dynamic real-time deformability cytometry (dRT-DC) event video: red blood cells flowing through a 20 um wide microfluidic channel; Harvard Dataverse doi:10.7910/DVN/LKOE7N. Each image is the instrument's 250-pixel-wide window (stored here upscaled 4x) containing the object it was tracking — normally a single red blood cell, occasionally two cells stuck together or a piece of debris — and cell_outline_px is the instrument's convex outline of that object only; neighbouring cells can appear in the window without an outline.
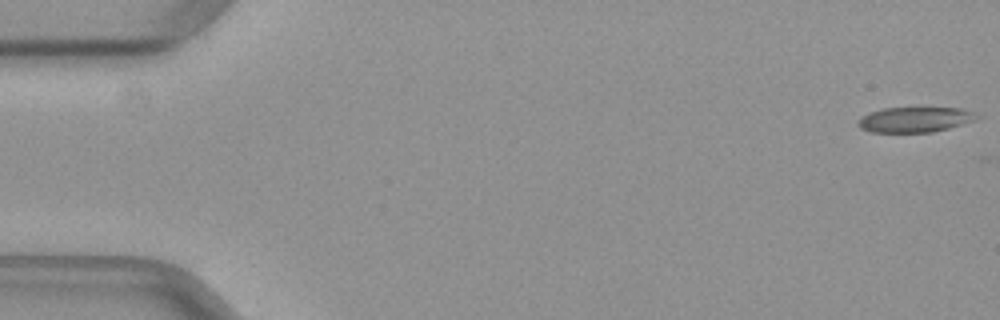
{"species": "common noctule bat (a hibernating species)", "species_latin": "Nyctalus noctula", "temperature_condition": "warm", "stored_images_in_passage": 50, "camera_frame_rate_fps": 3000, "um_per_image_px": 0.085, "animal": {"sex": "female", "body_mass_g": 29.2, "forearm_length_mm": 56.3}, "frame": {"image": 1, "passage_image": 1, "time_ms": 0.0, "image_size_px": [1000, 320], "cell_outline_px": [[980, 116], [972, 120], [948, 128], [932, 132], [868, 132], [860, 128], [856, 124], [856, 120], [860, 116], [868, 112], [884, 108], [920, 104], [960, 108], [972, 112]], "centroid_in_image_um": [77.68, 10.1], "position_along_channel_um": 7.3, "area_um2": 18.5}}
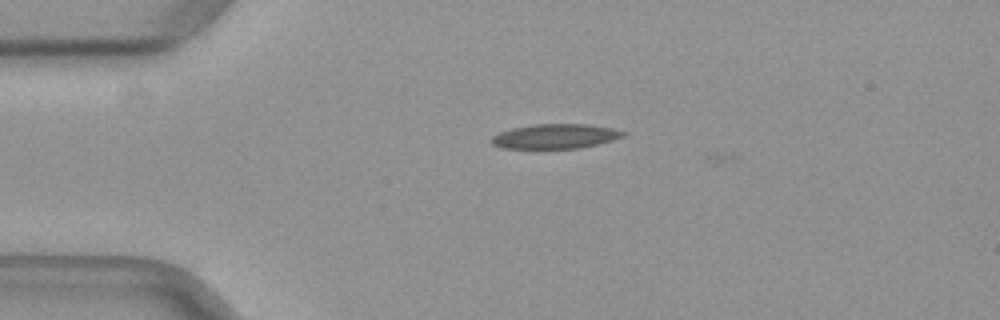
{"frame": {"image": 2, "passage_image": 12, "time_ms": 3.667, "image_size_px": [1000, 320], "cell_outline_px": [[628, 132], [624, 136], [612, 140], [580, 148], [500, 148], [492, 144], [492, 136], [500, 132], [512, 128], [536, 124], [588, 124], [612, 128]], "centroid_in_image_um": [47.21, 11.58], "position_along_channel_um": 37.8, "area_um2": 18.79}}